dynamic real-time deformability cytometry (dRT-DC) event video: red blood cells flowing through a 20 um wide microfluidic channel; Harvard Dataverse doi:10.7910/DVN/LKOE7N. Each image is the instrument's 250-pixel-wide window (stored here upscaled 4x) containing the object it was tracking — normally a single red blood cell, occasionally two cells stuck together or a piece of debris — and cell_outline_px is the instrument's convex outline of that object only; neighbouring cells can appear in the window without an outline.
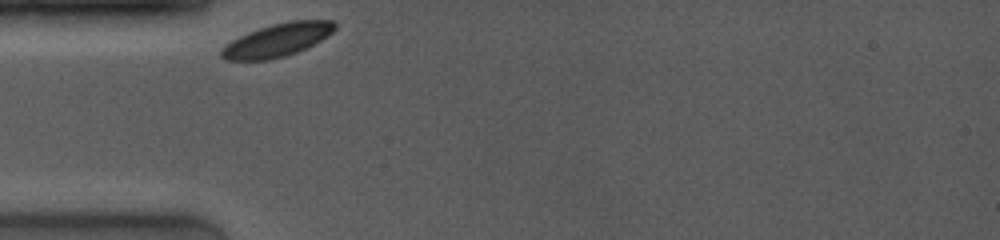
{"species": "common noctule bat (a hibernating species)", "species_latin": "Nyctalus noctula", "temperature_condition": "room temperature", "stored_images_in_passage": 2, "camera_frame_rate_fps": 4000, "um_per_image_px": 0.085, "animal": {"sex": "female", "body_mass_g": 19.0, "forearm_length_mm": 53.3}, "frame": {"image": 1, "passage_image": 1, "time_ms": 0.0, "image_size_px": [1000, 240], "cell_outline_px": [[336, 28], [328, 36], [296, 52], [284, 56], [268, 60], [224, 60], [220, 56], [220, 48], [232, 40], [248, 32], [272, 24], [288, 20], [332, 20], [336, 24]], "centroid_in_image_um": [23.55, 3.4], "position_along_channel_um": 61.5, "area_um2": 21.79}}